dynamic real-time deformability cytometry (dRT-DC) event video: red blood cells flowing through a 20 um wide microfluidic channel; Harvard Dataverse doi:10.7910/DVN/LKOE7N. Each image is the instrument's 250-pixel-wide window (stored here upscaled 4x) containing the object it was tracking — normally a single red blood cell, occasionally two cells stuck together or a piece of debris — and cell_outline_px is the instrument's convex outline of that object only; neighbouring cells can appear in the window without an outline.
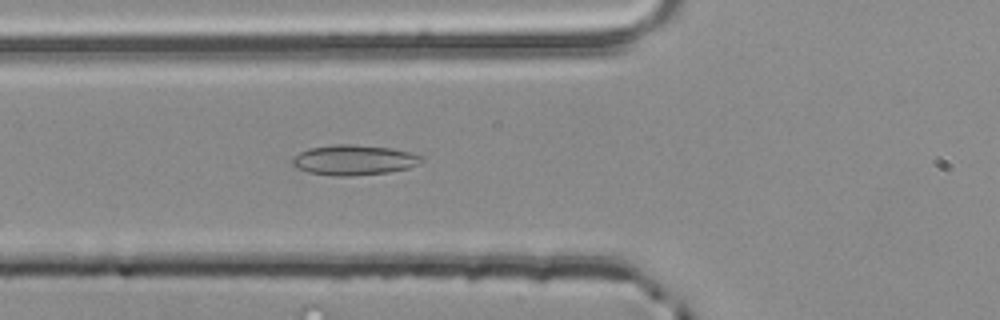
{"species": "common noctule bat (a hibernating species)", "species_latin": "Nyctalus noctula", "temperature_condition": "room temperature", "stored_images_in_passage": 43, "camera_frame_rate_fps": 3000, "um_per_image_px": 0.085, "animal": {"sex": "male", "body_mass_g": 20.4}, "frame": {"image": 1, "passage_image": 9, "time_ms": 2.667, "image_size_px": [1000, 320], "cell_outline_px": [[424, 160], [420, 164], [408, 168], [388, 172], [352, 176], [332, 176], [308, 172], [296, 168], [292, 164], [292, 156], [308, 148], [332, 144], [352, 144], [392, 148], [412, 152], [424, 156]], "centroid_in_image_um": [30.09, 13.59], "position_along_channel_um": 95.7, "area_um2": 23.12}}
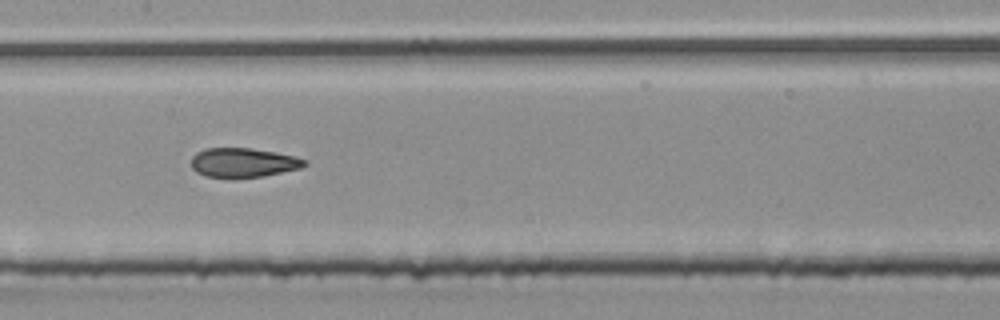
{"frame": {"image": 2, "passage_image": 16, "time_ms": 5.0, "image_size_px": [1000, 320], "cell_outline_px": [[308, 164], [300, 168], [264, 176], [236, 180], [232, 180], [204, 176], [196, 172], [192, 168], [192, 156], [196, 152], [204, 148], [252, 148], [276, 152], [296, 156], [308, 160]], "centroid_in_image_um": [20.67, 13.85], "position_along_channel_um": 186.7, "area_um2": 20.11}}
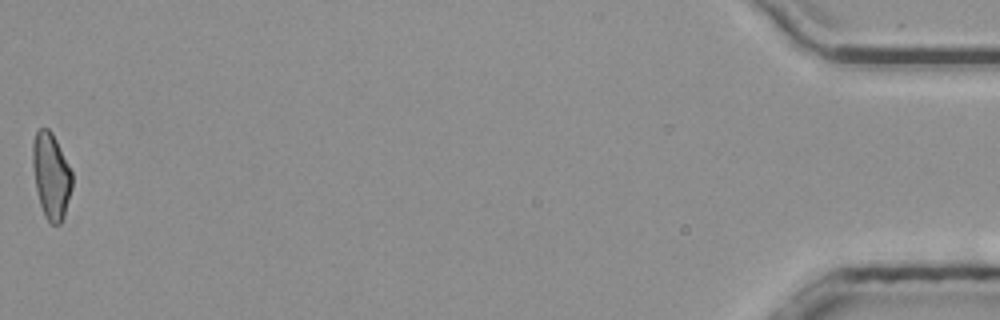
{"frame": {"image": 3, "passage_image": 43, "time_ms": 14.0, "image_size_px": [1000, 320], "cell_outline_px": [[72, 188], [64, 216], [60, 224], [52, 224], [44, 216], [40, 204], [36, 188], [32, 164], [32, 144], [36, 132], [40, 128], [48, 128], [52, 132], [72, 172]], "centroid_in_image_um": [4.34, 14.94], "position_along_channel_um": 430.9, "area_um2": 19.65}, "authors_computed_cell_mechanics": {"area_um2": 19.8832, "velocity_mm_per_s": 3.864, "shape_relaxation_time_tau1_ms": null, "shape_relaxation_time_tau2_ms": 1.5246, "deformation_change_tau1": null, "deformation_change_tau2": 0.0836}}